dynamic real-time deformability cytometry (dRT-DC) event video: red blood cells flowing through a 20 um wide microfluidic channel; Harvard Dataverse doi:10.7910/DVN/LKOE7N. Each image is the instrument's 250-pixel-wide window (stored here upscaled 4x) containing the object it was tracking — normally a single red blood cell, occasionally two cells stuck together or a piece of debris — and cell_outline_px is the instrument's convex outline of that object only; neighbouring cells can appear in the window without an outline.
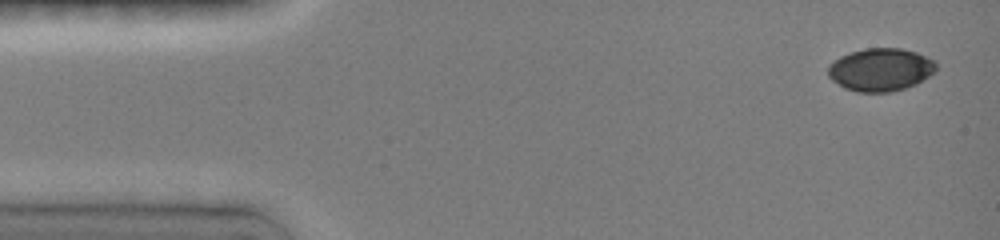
{"species": "common noctule bat (a hibernating species)", "species_latin": "Nyctalus noctula", "temperature_condition": "room temperature", "stored_images_in_passage": 30, "camera_frame_rate_fps": 3000, "um_per_image_px": 0.085, "animal": {"sex": "female", "body_mass_g": 19.0, "forearm_length_mm": 51.5}, "frame": {"image": 1, "passage_image": 1, "time_ms": 0.0, "image_size_px": [1000, 240], "cell_outline_px": [[936, 72], [916, 84], [892, 92], [856, 92], [844, 88], [832, 80], [828, 76], [828, 64], [840, 56], [848, 52], [864, 48], [900, 48], [916, 52], [936, 60]], "centroid_in_image_um": [74.84, 5.91], "position_along_channel_um": 10.2, "area_um2": 27.34}}
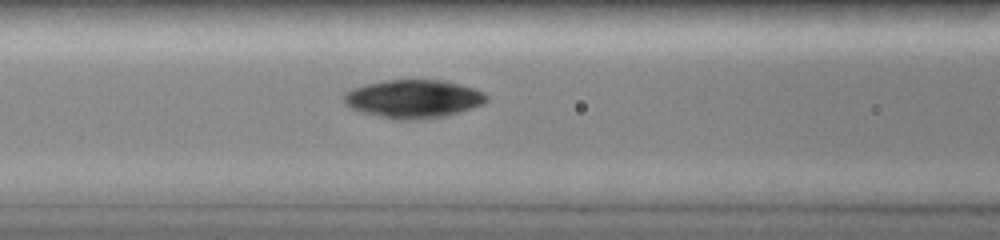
{"frame": {"image": 2, "passage_image": 10, "time_ms": 5.667, "image_size_px": [1000, 240], "cell_outline_px": [[488, 100], [484, 104], [448, 116], [420, 120], [396, 120], [364, 112], [352, 108], [344, 100], [344, 96], [348, 92], [356, 88], [368, 84], [388, 80], [444, 80], [460, 84], [484, 92], [488, 96]], "centroid_in_image_um": [35.24, 8.42], "position_along_channel_um": 131.4, "area_um2": 31.56}}
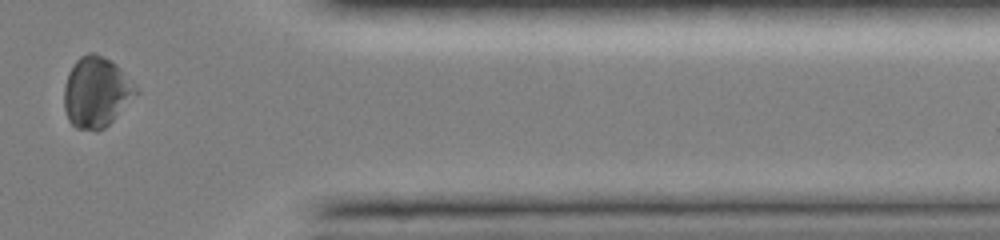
{"frame": {"image": 3, "passage_image": 28, "time_ms": 12.667, "image_size_px": [1000, 240], "cell_outline_px": [[140, 92], [104, 128], [96, 132], [76, 128], [68, 120], [64, 108], [64, 84], [68, 72], [76, 60], [80, 56], [88, 52], [92, 52], [116, 64], [136, 84]], "centroid_in_image_um": [8.18, 7.84], "position_along_channel_um": 403.2, "area_um2": 29.71}}